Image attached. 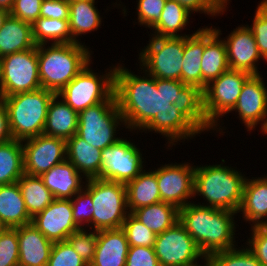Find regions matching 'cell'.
Returning a JSON list of instances; mask_svg holds the SVG:
<instances>
[{"mask_svg": "<svg viewBox=\"0 0 267 266\" xmlns=\"http://www.w3.org/2000/svg\"><path fill=\"white\" fill-rule=\"evenodd\" d=\"M142 76L118 63L114 94L128 131L159 133L168 147L202 132L199 94L179 80L154 78L141 67ZM143 130V131H141Z\"/></svg>", "mask_w": 267, "mask_h": 266, "instance_id": "1", "label": "cell"}, {"mask_svg": "<svg viewBox=\"0 0 267 266\" xmlns=\"http://www.w3.org/2000/svg\"><path fill=\"white\" fill-rule=\"evenodd\" d=\"M238 215L226 209L190 202L179 209V221L204 255L238 247L235 240Z\"/></svg>", "mask_w": 267, "mask_h": 266, "instance_id": "2", "label": "cell"}, {"mask_svg": "<svg viewBox=\"0 0 267 266\" xmlns=\"http://www.w3.org/2000/svg\"><path fill=\"white\" fill-rule=\"evenodd\" d=\"M91 53L84 43L37 45L41 87L58 94L93 61Z\"/></svg>", "mask_w": 267, "mask_h": 266, "instance_id": "3", "label": "cell"}, {"mask_svg": "<svg viewBox=\"0 0 267 266\" xmlns=\"http://www.w3.org/2000/svg\"><path fill=\"white\" fill-rule=\"evenodd\" d=\"M246 178L244 173L222 163L195 166L194 197L198 194L208 202L202 206L238 213Z\"/></svg>", "mask_w": 267, "mask_h": 266, "instance_id": "4", "label": "cell"}, {"mask_svg": "<svg viewBox=\"0 0 267 266\" xmlns=\"http://www.w3.org/2000/svg\"><path fill=\"white\" fill-rule=\"evenodd\" d=\"M250 76L251 74L245 71L228 69L218 78L210 81L199 94L200 116L208 131L225 133L219 120L232 112L242 87Z\"/></svg>", "mask_w": 267, "mask_h": 266, "instance_id": "5", "label": "cell"}, {"mask_svg": "<svg viewBox=\"0 0 267 266\" xmlns=\"http://www.w3.org/2000/svg\"><path fill=\"white\" fill-rule=\"evenodd\" d=\"M54 95V92L40 88L2 97L13 139L23 141L43 134L47 109Z\"/></svg>", "mask_w": 267, "mask_h": 266, "instance_id": "6", "label": "cell"}, {"mask_svg": "<svg viewBox=\"0 0 267 266\" xmlns=\"http://www.w3.org/2000/svg\"><path fill=\"white\" fill-rule=\"evenodd\" d=\"M77 135L97 149L115 144L121 138L116 137L117 128L126 124L118 109L115 94L107 101L91 106L78 113Z\"/></svg>", "mask_w": 267, "mask_h": 266, "instance_id": "7", "label": "cell"}, {"mask_svg": "<svg viewBox=\"0 0 267 266\" xmlns=\"http://www.w3.org/2000/svg\"><path fill=\"white\" fill-rule=\"evenodd\" d=\"M90 64L92 61L57 94L77 113L107 101L114 94L116 66L107 68V72L100 75Z\"/></svg>", "mask_w": 267, "mask_h": 266, "instance_id": "8", "label": "cell"}, {"mask_svg": "<svg viewBox=\"0 0 267 266\" xmlns=\"http://www.w3.org/2000/svg\"><path fill=\"white\" fill-rule=\"evenodd\" d=\"M91 198L94 208L92 230L122 228L130 213L124 183L91 178Z\"/></svg>", "mask_w": 267, "mask_h": 266, "instance_id": "9", "label": "cell"}, {"mask_svg": "<svg viewBox=\"0 0 267 266\" xmlns=\"http://www.w3.org/2000/svg\"><path fill=\"white\" fill-rule=\"evenodd\" d=\"M184 37L152 36L139 53V65L154 78L181 81Z\"/></svg>", "mask_w": 267, "mask_h": 266, "instance_id": "10", "label": "cell"}, {"mask_svg": "<svg viewBox=\"0 0 267 266\" xmlns=\"http://www.w3.org/2000/svg\"><path fill=\"white\" fill-rule=\"evenodd\" d=\"M2 97L31 92L41 87L37 46L0 58Z\"/></svg>", "mask_w": 267, "mask_h": 266, "instance_id": "11", "label": "cell"}, {"mask_svg": "<svg viewBox=\"0 0 267 266\" xmlns=\"http://www.w3.org/2000/svg\"><path fill=\"white\" fill-rule=\"evenodd\" d=\"M142 156L135 143L121 137L101 151L99 179L126 184L144 170Z\"/></svg>", "mask_w": 267, "mask_h": 266, "instance_id": "12", "label": "cell"}, {"mask_svg": "<svg viewBox=\"0 0 267 266\" xmlns=\"http://www.w3.org/2000/svg\"><path fill=\"white\" fill-rule=\"evenodd\" d=\"M153 248L160 266H184L204 255L180 221L158 234Z\"/></svg>", "mask_w": 267, "mask_h": 266, "instance_id": "13", "label": "cell"}, {"mask_svg": "<svg viewBox=\"0 0 267 266\" xmlns=\"http://www.w3.org/2000/svg\"><path fill=\"white\" fill-rule=\"evenodd\" d=\"M189 162L168 163L156 169L161 201L178 209L186 206L194 197L195 165Z\"/></svg>", "mask_w": 267, "mask_h": 266, "instance_id": "14", "label": "cell"}, {"mask_svg": "<svg viewBox=\"0 0 267 266\" xmlns=\"http://www.w3.org/2000/svg\"><path fill=\"white\" fill-rule=\"evenodd\" d=\"M25 174L41 176L66 160V140L40 134L21 141Z\"/></svg>", "mask_w": 267, "mask_h": 266, "instance_id": "15", "label": "cell"}, {"mask_svg": "<svg viewBox=\"0 0 267 266\" xmlns=\"http://www.w3.org/2000/svg\"><path fill=\"white\" fill-rule=\"evenodd\" d=\"M262 75H251L244 83L236 105L232 109L247 131L261 125L262 133L267 129V86ZM262 123V124H261Z\"/></svg>", "mask_w": 267, "mask_h": 266, "instance_id": "16", "label": "cell"}, {"mask_svg": "<svg viewBox=\"0 0 267 266\" xmlns=\"http://www.w3.org/2000/svg\"><path fill=\"white\" fill-rule=\"evenodd\" d=\"M35 226L52 242L65 241L81 229L73 219L71 199H54L42 212L32 218Z\"/></svg>", "mask_w": 267, "mask_h": 266, "instance_id": "17", "label": "cell"}, {"mask_svg": "<svg viewBox=\"0 0 267 266\" xmlns=\"http://www.w3.org/2000/svg\"><path fill=\"white\" fill-rule=\"evenodd\" d=\"M228 57L229 69L259 75V53L255 37L247 25H240L223 39Z\"/></svg>", "mask_w": 267, "mask_h": 266, "instance_id": "18", "label": "cell"}, {"mask_svg": "<svg viewBox=\"0 0 267 266\" xmlns=\"http://www.w3.org/2000/svg\"><path fill=\"white\" fill-rule=\"evenodd\" d=\"M217 27H204V51L202 55V91L206 85L229 69L224 40Z\"/></svg>", "mask_w": 267, "mask_h": 266, "instance_id": "19", "label": "cell"}, {"mask_svg": "<svg viewBox=\"0 0 267 266\" xmlns=\"http://www.w3.org/2000/svg\"><path fill=\"white\" fill-rule=\"evenodd\" d=\"M129 243L122 228L97 231V245L89 266H125Z\"/></svg>", "mask_w": 267, "mask_h": 266, "instance_id": "20", "label": "cell"}, {"mask_svg": "<svg viewBox=\"0 0 267 266\" xmlns=\"http://www.w3.org/2000/svg\"><path fill=\"white\" fill-rule=\"evenodd\" d=\"M19 266H47L53 242L32 224L17 227Z\"/></svg>", "mask_w": 267, "mask_h": 266, "instance_id": "21", "label": "cell"}, {"mask_svg": "<svg viewBox=\"0 0 267 266\" xmlns=\"http://www.w3.org/2000/svg\"><path fill=\"white\" fill-rule=\"evenodd\" d=\"M40 177L56 199H72L85 187L82 179L87 180L67 159Z\"/></svg>", "mask_w": 267, "mask_h": 266, "instance_id": "22", "label": "cell"}, {"mask_svg": "<svg viewBox=\"0 0 267 266\" xmlns=\"http://www.w3.org/2000/svg\"><path fill=\"white\" fill-rule=\"evenodd\" d=\"M240 212L251 227L267 222V176L246 178Z\"/></svg>", "mask_w": 267, "mask_h": 266, "instance_id": "23", "label": "cell"}, {"mask_svg": "<svg viewBox=\"0 0 267 266\" xmlns=\"http://www.w3.org/2000/svg\"><path fill=\"white\" fill-rule=\"evenodd\" d=\"M204 51V27L185 37L181 82L195 92H202V55Z\"/></svg>", "mask_w": 267, "mask_h": 266, "instance_id": "24", "label": "cell"}, {"mask_svg": "<svg viewBox=\"0 0 267 266\" xmlns=\"http://www.w3.org/2000/svg\"><path fill=\"white\" fill-rule=\"evenodd\" d=\"M78 123V113L55 94L47 109L43 134L68 140L77 133Z\"/></svg>", "mask_w": 267, "mask_h": 266, "instance_id": "25", "label": "cell"}, {"mask_svg": "<svg viewBox=\"0 0 267 266\" xmlns=\"http://www.w3.org/2000/svg\"><path fill=\"white\" fill-rule=\"evenodd\" d=\"M101 151L85 142L77 134L66 140V159L86 179H99Z\"/></svg>", "mask_w": 267, "mask_h": 266, "instance_id": "26", "label": "cell"}, {"mask_svg": "<svg viewBox=\"0 0 267 266\" xmlns=\"http://www.w3.org/2000/svg\"><path fill=\"white\" fill-rule=\"evenodd\" d=\"M35 46L32 24L9 15L0 29V58Z\"/></svg>", "mask_w": 267, "mask_h": 266, "instance_id": "27", "label": "cell"}, {"mask_svg": "<svg viewBox=\"0 0 267 266\" xmlns=\"http://www.w3.org/2000/svg\"><path fill=\"white\" fill-rule=\"evenodd\" d=\"M0 218L7 228H16L32 222L17 182L0 185Z\"/></svg>", "mask_w": 267, "mask_h": 266, "instance_id": "28", "label": "cell"}, {"mask_svg": "<svg viewBox=\"0 0 267 266\" xmlns=\"http://www.w3.org/2000/svg\"><path fill=\"white\" fill-rule=\"evenodd\" d=\"M144 169L135 179L127 182V207L130 213L134 210L161 202L156 169Z\"/></svg>", "mask_w": 267, "mask_h": 266, "instance_id": "29", "label": "cell"}, {"mask_svg": "<svg viewBox=\"0 0 267 266\" xmlns=\"http://www.w3.org/2000/svg\"><path fill=\"white\" fill-rule=\"evenodd\" d=\"M69 29L74 43H81L78 36L98 30L102 23V17L95 0H78L69 4Z\"/></svg>", "mask_w": 267, "mask_h": 266, "instance_id": "30", "label": "cell"}, {"mask_svg": "<svg viewBox=\"0 0 267 266\" xmlns=\"http://www.w3.org/2000/svg\"><path fill=\"white\" fill-rule=\"evenodd\" d=\"M191 13L175 0H166L159 21L151 28L152 36L159 37H187L191 34H179L185 28Z\"/></svg>", "mask_w": 267, "mask_h": 266, "instance_id": "31", "label": "cell"}, {"mask_svg": "<svg viewBox=\"0 0 267 266\" xmlns=\"http://www.w3.org/2000/svg\"><path fill=\"white\" fill-rule=\"evenodd\" d=\"M132 214L156 235L161 234L179 221V209L162 201L140 207Z\"/></svg>", "mask_w": 267, "mask_h": 266, "instance_id": "32", "label": "cell"}, {"mask_svg": "<svg viewBox=\"0 0 267 266\" xmlns=\"http://www.w3.org/2000/svg\"><path fill=\"white\" fill-rule=\"evenodd\" d=\"M17 183L31 218L42 212L55 199L50 190L45 187L40 176H32L24 173Z\"/></svg>", "mask_w": 267, "mask_h": 266, "instance_id": "33", "label": "cell"}, {"mask_svg": "<svg viewBox=\"0 0 267 266\" xmlns=\"http://www.w3.org/2000/svg\"><path fill=\"white\" fill-rule=\"evenodd\" d=\"M24 173L22 142L12 139L0 144V185L15 183Z\"/></svg>", "mask_w": 267, "mask_h": 266, "instance_id": "34", "label": "cell"}, {"mask_svg": "<svg viewBox=\"0 0 267 266\" xmlns=\"http://www.w3.org/2000/svg\"><path fill=\"white\" fill-rule=\"evenodd\" d=\"M32 36L36 46L74 43L69 29V20L40 17L32 24Z\"/></svg>", "mask_w": 267, "mask_h": 266, "instance_id": "35", "label": "cell"}, {"mask_svg": "<svg viewBox=\"0 0 267 266\" xmlns=\"http://www.w3.org/2000/svg\"><path fill=\"white\" fill-rule=\"evenodd\" d=\"M71 205L74 222L81 229L89 227V230H92L94 208L91 198V179H87L85 187L71 199Z\"/></svg>", "mask_w": 267, "mask_h": 266, "instance_id": "36", "label": "cell"}, {"mask_svg": "<svg viewBox=\"0 0 267 266\" xmlns=\"http://www.w3.org/2000/svg\"><path fill=\"white\" fill-rule=\"evenodd\" d=\"M243 247V248H242ZM210 254L213 266H262L247 246ZM241 248V249H240Z\"/></svg>", "mask_w": 267, "mask_h": 266, "instance_id": "37", "label": "cell"}, {"mask_svg": "<svg viewBox=\"0 0 267 266\" xmlns=\"http://www.w3.org/2000/svg\"><path fill=\"white\" fill-rule=\"evenodd\" d=\"M124 230L129 246L154 247L156 234L141 223L132 213L123 222Z\"/></svg>", "mask_w": 267, "mask_h": 266, "instance_id": "38", "label": "cell"}, {"mask_svg": "<svg viewBox=\"0 0 267 266\" xmlns=\"http://www.w3.org/2000/svg\"><path fill=\"white\" fill-rule=\"evenodd\" d=\"M87 229H79L73 232L67 239L75 252L88 265L93 261L96 245L97 231Z\"/></svg>", "mask_w": 267, "mask_h": 266, "instance_id": "39", "label": "cell"}, {"mask_svg": "<svg viewBox=\"0 0 267 266\" xmlns=\"http://www.w3.org/2000/svg\"><path fill=\"white\" fill-rule=\"evenodd\" d=\"M19 241L16 228L0 233V266H19Z\"/></svg>", "mask_w": 267, "mask_h": 266, "instance_id": "40", "label": "cell"}, {"mask_svg": "<svg viewBox=\"0 0 267 266\" xmlns=\"http://www.w3.org/2000/svg\"><path fill=\"white\" fill-rule=\"evenodd\" d=\"M47 266H89L75 252L70 243L65 241L53 242Z\"/></svg>", "mask_w": 267, "mask_h": 266, "instance_id": "41", "label": "cell"}, {"mask_svg": "<svg viewBox=\"0 0 267 266\" xmlns=\"http://www.w3.org/2000/svg\"><path fill=\"white\" fill-rule=\"evenodd\" d=\"M166 0H138L136 13L138 24L152 28L160 19Z\"/></svg>", "mask_w": 267, "mask_h": 266, "instance_id": "42", "label": "cell"}, {"mask_svg": "<svg viewBox=\"0 0 267 266\" xmlns=\"http://www.w3.org/2000/svg\"><path fill=\"white\" fill-rule=\"evenodd\" d=\"M252 31L263 60L267 62V12L256 7L252 25H247Z\"/></svg>", "mask_w": 267, "mask_h": 266, "instance_id": "43", "label": "cell"}, {"mask_svg": "<svg viewBox=\"0 0 267 266\" xmlns=\"http://www.w3.org/2000/svg\"><path fill=\"white\" fill-rule=\"evenodd\" d=\"M250 231L252 236L246 241L247 247L262 266H267V228L253 226Z\"/></svg>", "mask_w": 267, "mask_h": 266, "instance_id": "44", "label": "cell"}, {"mask_svg": "<svg viewBox=\"0 0 267 266\" xmlns=\"http://www.w3.org/2000/svg\"><path fill=\"white\" fill-rule=\"evenodd\" d=\"M42 1L43 0H15L10 15L33 24L40 18Z\"/></svg>", "mask_w": 267, "mask_h": 266, "instance_id": "45", "label": "cell"}, {"mask_svg": "<svg viewBox=\"0 0 267 266\" xmlns=\"http://www.w3.org/2000/svg\"><path fill=\"white\" fill-rule=\"evenodd\" d=\"M125 266H160L154 248L129 247Z\"/></svg>", "mask_w": 267, "mask_h": 266, "instance_id": "46", "label": "cell"}, {"mask_svg": "<svg viewBox=\"0 0 267 266\" xmlns=\"http://www.w3.org/2000/svg\"><path fill=\"white\" fill-rule=\"evenodd\" d=\"M190 13H204L205 15L219 16V14H225V9L217 0H175Z\"/></svg>", "mask_w": 267, "mask_h": 266, "instance_id": "47", "label": "cell"}, {"mask_svg": "<svg viewBox=\"0 0 267 266\" xmlns=\"http://www.w3.org/2000/svg\"><path fill=\"white\" fill-rule=\"evenodd\" d=\"M69 3L64 0H43L40 17L69 20Z\"/></svg>", "mask_w": 267, "mask_h": 266, "instance_id": "48", "label": "cell"}, {"mask_svg": "<svg viewBox=\"0 0 267 266\" xmlns=\"http://www.w3.org/2000/svg\"><path fill=\"white\" fill-rule=\"evenodd\" d=\"M12 139L7 107L3 99H0V144L11 141Z\"/></svg>", "mask_w": 267, "mask_h": 266, "instance_id": "49", "label": "cell"}, {"mask_svg": "<svg viewBox=\"0 0 267 266\" xmlns=\"http://www.w3.org/2000/svg\"><path fill=\"white\" fill-rule=\"evenodd\" d=\"M201 259H202V263L204 261L203 265L202 264H199L197 262L198 260H195V261H193L191 263H188V264H186L184 266H213L212 265V262H211V259H210V255H203L201 257Z\"/></svg>", "mask_w": 267, "mask_h": 266, "instance_id": "50", "label": "cell"}, {"mask_svg": "<svg viewBox=\"0 0 267 266\" xmlns=\"http://www.w3.org/2000/svg\"><path fill=\"white\" fill-rule=\"evenodd\" d=\"M15 0H0V9L11 11L14 6Z\"/></svg>", "mask_w": 267, "mask_h": 266, "instance_id": "51", "label": "cell"}, {"mask_svg": "<svg viewBox=\"0 0 267 266\" xmlns=\"http://www.w3.org/2000/svg\"><path fill=\"white\" fill-rule=\"evenodd\" d=\"M10 15V12L4 9H0V29L3 26L4 21Z\"/></svg>", "mask_w": 267, "mask_h": 266, "instance_id": "52", "label": "cell"}, {"mask_svg": "<svg viewBox=\"0 0 267 266\" xmlns=\"http://www.w3.org/2000/svg\"><path fill=\"white\" fill-rule=\"evenodd\" d=\"M258 7L267 12V0H262L260 4H258Z\"/></svg>", "mask_w": 267, "mask_h": 266, "instance_id": "53", "label": "cell"}, {"mask_svg": "<svg viewBox=\"0 0 267 266\" xmlns=\"http://www.w3.org/2000/svg\"><path fill=\"white\" fill-rule=\"evenodd\" d=\"M7 229L6 225L3 223V221L0 218V233L4 232Z\"/></svg>", "mask_w": 267, "mask_h": 266, "instance_id": "54", "label": "cell"}, {"mask_svg": "<svg viewBox=\"0 0 267 266\" xmlns=\"http://www.w3.org/2000/svg\"><path fill=\"white\" fill-rule=\"evenodd\" d=\"M0 99H2L1 64H0Z\"/></svg>", "mask_w": 267, "mask_h": 266, "instance_id": "55", "label": "cell"}, {"mask_svg": "<svg viewBox=\"0 0 267 266\" xmlns=\"http://www.w3.org/2000/svg\"><path fill=\"white\" fill-rule=\"evenodd\" d=\"M66 3H72V2H75V1H78V0H64Z\"/></svg>", "mask_w": 267, "mask_h": 266, "instance_id": "56", "label": "cell"}]
</instances>
